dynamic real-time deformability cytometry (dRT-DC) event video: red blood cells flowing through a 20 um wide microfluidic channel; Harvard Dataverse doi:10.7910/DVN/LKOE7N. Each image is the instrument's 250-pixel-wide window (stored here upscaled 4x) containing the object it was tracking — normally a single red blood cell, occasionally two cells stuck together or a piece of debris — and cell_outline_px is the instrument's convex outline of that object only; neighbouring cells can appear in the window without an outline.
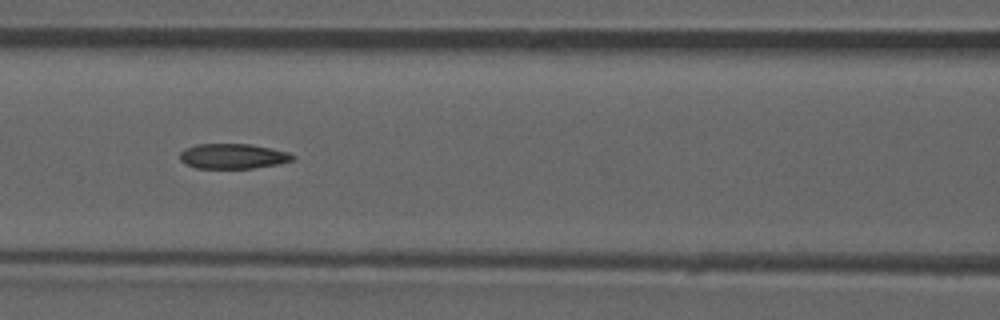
{"species": "common noctule bat (a hibernating species)", "species_latin": "Nyctalus noctula", "temperature_condition": "room temperature", "stored_images_in_passage": 41, "camera_frame_rate_fps": 3000, "um_per_image_px": 0.085, "animal": {"sex": "male", "forearm_length_mm": 52.5}, "frame": {"image": 1, "passage_image": 12, "time_ms": 3.667, "image_size_px": [1000, 320], "cell_outline_px": [[296, 156], [292, 160], [276, 164], [252, 168], [196, 168], [184, 164], [180, 160], [180, 152], [184, 148], [196, 144], [252, 144], [288, 152]], "centroid_in_image_um": [19.75, 13.27], "position_along_channel_um": 146.9, "area_um2": 16.47}, "authors_computed_cell_mechanics": {"area_um2": 17.051, "velocity_mm_per_s": 3.9331, "shape_relaxation_time_tau1_ms": null, "shape_relaxation_time_tau2_ms": 2.552, "deformation_change_tau1": null, "deformation_change_tau2": 0.0999}}